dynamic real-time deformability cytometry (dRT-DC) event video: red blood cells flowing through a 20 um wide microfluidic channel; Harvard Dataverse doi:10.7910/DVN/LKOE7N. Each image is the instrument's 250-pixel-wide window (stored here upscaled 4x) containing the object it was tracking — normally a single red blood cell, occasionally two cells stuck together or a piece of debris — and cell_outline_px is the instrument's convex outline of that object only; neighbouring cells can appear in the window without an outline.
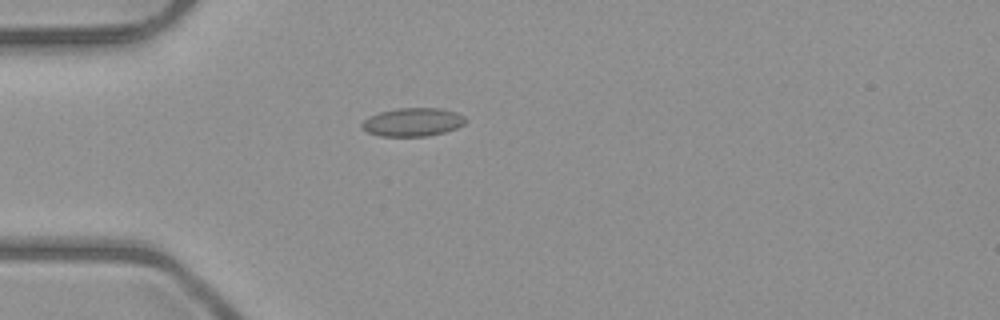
{"species": "common noctule bat (a hibernating species)", "species_latin": "Nyctalus noctula", "temperature_condition": "room temperature", "stored_images_in_passage": 2, "camera_frame_rate_fps": 3000, "um_per_image_px": 0.085, "animal": {"sex": "male", "body_mass_g": 23.1, "forearm_length_mm": 52.7}, "frame": {"image": 1, "passage_image": 1, "time_ms": 0.0, "image_size_px": [1000, 320], "cell_outline_px": [[468, 120], [464, 124], [456, 128], [444, 132], [428, 136], [380, 136], [368, 132], [360, 128], [360, 124], [364, 120], [380, 112], [396, 108], [440, 108], [456, 112], [464, 116]], "centroid_in_image_um": [35.09, 10.38], "position_along_channel_um": 49.9, "area_um2": 17.17}}